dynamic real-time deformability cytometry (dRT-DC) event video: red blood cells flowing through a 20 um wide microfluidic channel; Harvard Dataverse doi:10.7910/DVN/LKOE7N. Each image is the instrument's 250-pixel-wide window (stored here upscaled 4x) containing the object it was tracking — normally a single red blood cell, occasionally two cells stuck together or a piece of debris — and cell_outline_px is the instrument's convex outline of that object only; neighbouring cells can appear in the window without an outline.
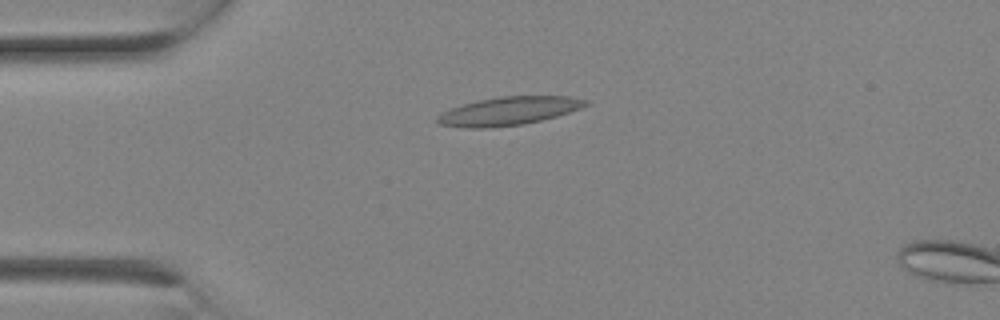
{"species": "Egyptian fruit bat (a non-hibernating species)", "species_latin": "Rousettus aegyptiacus", "temperature_condition": "room temperature", "stored_images_in_passage": 2, "camera_frame_rate_fps": 3000, "um_per_image_px": 0.085, "animal": {"sex": "female"}, "frame": {"image": 1, "passage_image": 2, "time_ms": 0.333, "image_size_px": [1000, 320], "cell_outline_px": [[592, 104], [556, 116], [524, 124], [488, 128], [464, 128], [440, 124], [436, 120], [436, 116], [452, 108], [476, 100], [500, 96], [572, 96], [588, 100]], "centroid_in_image_um": [43.27, 9.43], "position_along_channel_um": 41.7, "area_um2": 24.51}}